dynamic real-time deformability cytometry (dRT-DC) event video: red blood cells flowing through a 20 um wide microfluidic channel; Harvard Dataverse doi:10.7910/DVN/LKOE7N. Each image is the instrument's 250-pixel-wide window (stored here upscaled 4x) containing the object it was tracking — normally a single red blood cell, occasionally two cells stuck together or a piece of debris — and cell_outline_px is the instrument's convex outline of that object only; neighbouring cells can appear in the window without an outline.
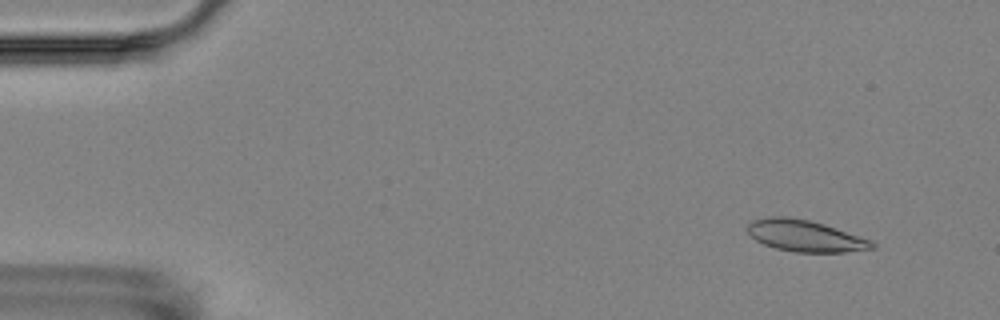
{"species": "Egyptian fruit bat (a non-hibernating species)", "species_latin": "Rousettus aegyptiacus", "temperature_condition": "room temperature", "stored_images_in_passage": 4, "camera_frame_rate_fps": 3000, "um_per_image_px": 0.085, "animal": {"sex": "female"}, "frame": {"image": 1, "passage_image": 2, "time_ms": 1.0, "image_size_px": [1000, 320], "cell_outline_px": [[876, 248], [844, 252], [796, 252], [776, 248], [764, 244], [756, 240], [748, 232], [748, 224], [752, 220], [768, 216], [788, 216], [808, 220], [824, 224], [872, 240], [876, 244]], "centroid_in_image_um": [68.45, 20.04], "position_along_channel_um": 16.6, "area_um2": 22.83}}